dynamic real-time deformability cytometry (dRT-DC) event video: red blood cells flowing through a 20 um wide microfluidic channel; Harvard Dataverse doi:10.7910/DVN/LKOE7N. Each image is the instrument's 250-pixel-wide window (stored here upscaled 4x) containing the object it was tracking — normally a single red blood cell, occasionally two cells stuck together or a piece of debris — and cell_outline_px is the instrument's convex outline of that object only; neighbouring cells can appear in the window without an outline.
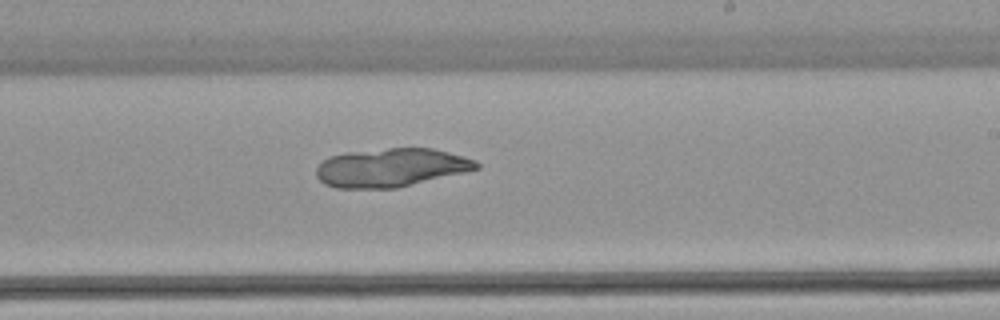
{"species": "common noctule bat (a hibernating species)", "species_latin": "Nyctalus noctula", "temperature_condition": "warm", "stored_images_in_passage": 52, "camera_frame_rate_fps": 3000, "um_per_image_px": 0.085, "animal": {"sex": "female", "body_mass_g": 22.7, "forearm_length_mm": 54.2}, "frame": {"image": 1, "passage_image": 31, "time_ms": 10.0, "image_size_px": [1000, 320], "cell_outline_px": [[480, 168], [464, 172], [396, 188], [336, 188], [324, 184], [316, 176], [316, 168], [328, 156], [348, 152], [388, 148], [432, 148], [464, 156], [476, 160], [480, 164]], "centroid_in_image_um": [33.23, 14.24], "position_along_channel_um": 255.8, "area_um2": 35.89}}
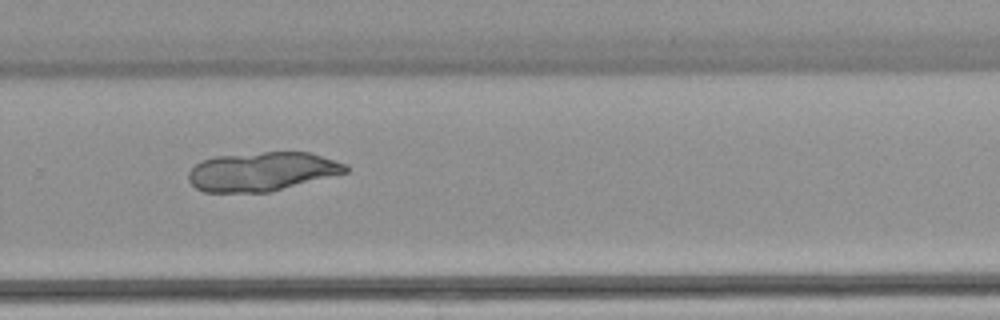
{"frame": {"image": 2, "passage_image": 35, "time_ms": 11.333, "image_size_px": [1000, 320], "cell_outline_px": [[348, 172], [272, 192], [204, 192], [196, 188], [188, 180], [188, 172], [200, 160], [216, 156], [264, 152], [308, 152], [348, 164]], "centroid_in_image_um": [22.27, 14.58], "position_along_channel_um": 307.5, "area_um2": 35.84}}